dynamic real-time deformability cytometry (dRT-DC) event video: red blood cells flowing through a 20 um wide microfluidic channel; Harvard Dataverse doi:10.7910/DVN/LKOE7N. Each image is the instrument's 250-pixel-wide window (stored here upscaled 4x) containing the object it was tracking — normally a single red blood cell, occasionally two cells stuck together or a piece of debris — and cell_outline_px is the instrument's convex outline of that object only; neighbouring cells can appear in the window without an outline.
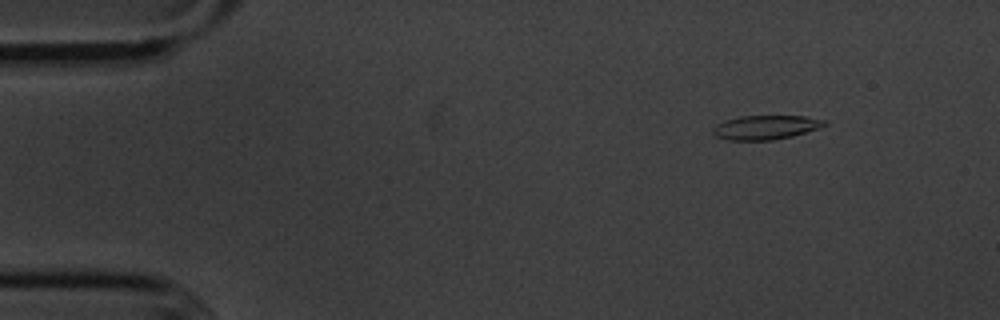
{"species": "common noctule bat (a hibernating species)", "species_latin": "Nyctalus noctula", "temperature_condition": "cold", "stored_images_in_passage": 29, "camera_frame_rate_fps": 3000, "um_per_image_px": 0.085, "animal": {"sex": "male", "body_mass_g": 20.1, "forearm_length_mm": 53.5}, "frame": {"image": 1, "passage_image": 1, "time_ms": 0.0, "image_size_px": [1000, 320], "cell_outline_px": [[828, 124], [792, 136], [772, 140], [728, 140], [716, 136], [712, 132], [712, 128], [716, 124], [724, 120], [740, 116], [804, 116], [828, 120]], "centroid_in_image_um": [65.05, 10.82], "position_along_channel_um": 19.9, "area_um2": 15.66}}
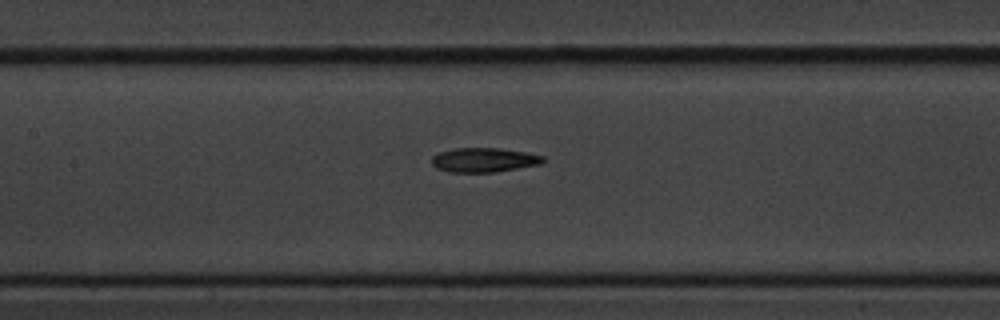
{"frame": {"image": 2, "passage_image": 20, "time_ms": 6.333, "image_size_px": [1000, 320], "cell_outline_px": [[544, 160], [540, 164], [492, 172], [448, 172], [436, 168], [432, 164], [432, 156], [436, 152], [456, 148], [500, 148], [524, 152], [544, 156]], "centroid_in_image_um": [41.07, 13.59], "position_along_channel_um": 166.3, "area_um2": 15.72}}
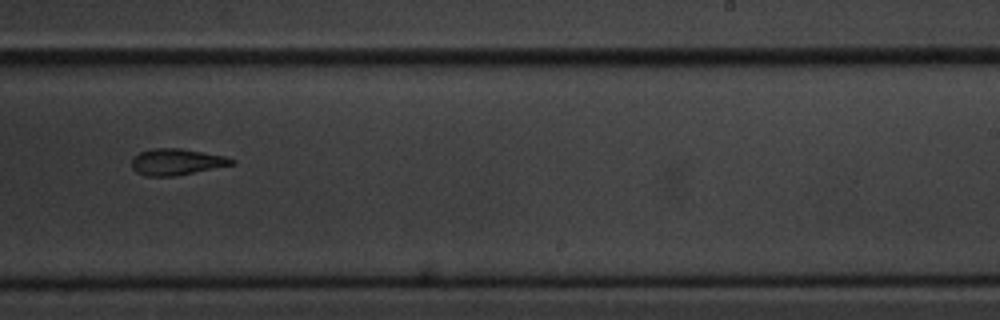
{"frame": {"image": 3, "passage_image": 29, "time_ms": 9.333, "image_size_px": [1000, 320], "cell_outline_px": [[236, 164], [172, 176], [144, 176], [136, 172], [132, 168], [132, 156], [140, 152], [152, 148], [180, 148], [224, 156], [236, 160]], "centroid_in_image_um": [14.97, 13.75], "position_along_channel_um": 274.0, "area_um2": 15.32}}